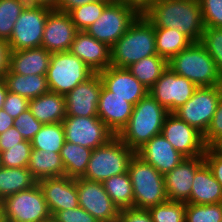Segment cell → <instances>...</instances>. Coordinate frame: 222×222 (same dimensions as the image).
Here are the masks:
<instances>
[{
  "instance_id": "56",
  "label": "cell",
  "mask_w": 222,
  "mask_h": 222,
  "mask_svg": "<svg viewBox=\"0 0 222 222\" xmlns=\"http://www.w3.org/2000/svg\"><path fill=\"white\" fill-rule=\"evenodd\" d=\"M0 222H3L1 211H0Z\"/></svg>"
},
{
  "instance_id": "14",
  "label": "cell",
  "mask_w": 222,
  "mask_h": 222,
  "mask_svg": "<svg viewBox=\"0 0 222 222\" xmlns=\"http://www.w3.org/2000/svg\"><path fill=\"white\" fill-rule=\"evenodd\" d=\"M79 207L100 222H117L120 210L105 191L102 182L76 178Z\"/></svg>"
},
{
  "instance_id": "42",
  "label": "cell",
  "mask_w": 222,
  "mask_h": 222,
  "mask_svg": "<svg viewBox=\"0 0 222 222\" xmlns=\"http://www.w3.org/2000/svg\"><path fill=\"white\" fill-rule=\"evenodd\" d=\"M42 126L43 124L32 115L29 109L14 119V127L22 135L24 140L31 141Z\"/></svg>"
},
{
  "instance_id": "12",
  "label": "cell",
  "mask_w": 222,
  "mask_h": 222,
  "mask_svg": "<svg viewBox=\"0 0 222 222\" xmlns=\"http://www.w3.org/2000/svg\"><path fill=\"white\" fill-rule=\"evenodd\" d=\"M197 88L189 79L167 67L148 93L169 113H174L193 96Z\"/></svg>"
},
{
  "instance_id": "55",
  "label": "cell",
  "mask_w": 222,
  "mask_h": 222,
  "mask_svg": "<svg viewBox=\"0 0 222 222\" xmlns=\"http://www.w3.org/2000/svg\"><path fill=\"white\" fill-rule=\"evenodd\" d=\"M213 147L218 150L219 152L222 153V138L219 139L214 145Z\"/></svg>"
},
{
  "instance_id": "19",
  "label": "cell",
  "mask_w": 222,
  "mask_h": 222,
  "mask_svg": "<svg viewBox=\"0 0 222 222\" xmlns=\"http://www.w3.org/2000/svg\"><path fill=\"white\" fill-rule=\"evenodd\" d=\"M98 74L107 90L134 106L148 94V89L127 68L110 65Z\"/></svg>"
},
{
  "instance_id": "18",
  "label": "cell",
  "mask_w": 222,
  "mask_h": 222,
  "mask_svg": "<svg viewBox=\"0 0 222 222\" xmlns=\"http://www.w3.org/2000/svg\"><path fill=\"white\" fill-rule=\"evenodd\" d=\"M77 32L68 13L53 9L47 16L41 47L50 53L67 52Z\"/></svg>"
},
{
  "instance_id": "9",
  "label": "cell",
  "mask_w": 222,
  "mask_h": 222,
  "mask_svg": "<svg viewBox=\"0 0 222 222\" xmlns=\"http://www.w3.org/2000/svg\"><path fill=\"white\" fill-rule=\"evenodd\" d=\"M3 222H47L51 220L39 185L19 191L0 202Z\"/></svg>"
},
{
  "instance_id": "16",
  "label": "cell",
  "mask_w": 222,
  "mask_h": 222,
  "mask_svg": "<svg viewBox=\"0 0 222 222\" xmlns=\"http://www.w3.org/2000/svg\"><path fill=\"white\" fill-rule=\"evenodd\" d=\"M102 81L94 73L65 95L66 117H98V102Z\"/></svg>"
},
{
  "instance_id": "29",
  "label": "cell",
  "mask_w": 222,
  "mask_h": 222,
  "mask_svg": "<svg viewBox=\"0 0 222 222\" xmlns=\"http://www.w3.org/2000/svg\"><path fill=\"white\" fill-rule=\"evenodd\" d=\"M38 184L27 167H0V202L19 191L30 189Z\"/></svg>"
},
{
  "instance_id": "34",
  "label": "cell",
  "mask_w": 222,
  "mask_h": 222,
  "mask_svg": "<svg viewBox=\"0 0 222 222\" xmlns=\"http://www.w3.org/2000/svg\"><path fill=\"white\" fill-rule=\"evenodd\" d=\"M65 142L62 122L43 124L40 131L31 140L32 149L60 153Z\"/></svg>"
},
{
  "instance_id": "8",
  "label": "cell",
  "mask_w": 222,
  "mask_h": 222,
  "mask_svg": "<svg viewBox=\"0 0 222 222\" xmlns=\"http://www.w3.org/2000/svg\"><path fill=\"white\" fill-rule=\"evenodd\" d=\"M95 72L69 51L52 53L46 78L51 92L66 95Z\"/></svg>"
},
{
  "instance_id": "7",
  "label": "cell",
  "mask_w": 222,
  "mask_h": 222,
  "mask_svg": "<svg viewBox=\"0 0 222 222\" xmlns=\"http://www.w3.org/2000/svg\"><path fill=\"white\" fill-rule=\"evenodd\" d=\"M141 14L142 12L131 4L110 2L85 32L111 48Z\"/></svg>"
},
{
  "instance_id": "17",
  "label": "cell",
  "mask_w": 222,
  "mask_h": 222,
  "mask_svg": "<svg viewBox=\"0 0 222 222\" xmlns=\"http://www.w3.org/2000/svg\"><path fill=\"white\" fill-rule=\"evenodd\" d=\"M51 216L79 207L76 178L68 176L44 178L38 181Z\"/></svg>"
},
{
  "instance_id": "28",
  "label": "cell",
  "mask_w": 222,
  "mask_h": 222,
  "mask_svg": "<svg viewBox=\"0 0 222 222\" xmlns=\"http://www.w3.org/2000/svg\"><path fill=\"white\" fill-rule=\"evenodd\" d=\"M27 168L38 181L65 176L60 153L32 149Z\"/></svg>"
},
{
  "instance_id": "5",
  "label": "cell",
  "mask_w": 222,
  "mask_h": 222,
  "mask_svg": "<svg viewBox=\"0 0 222 222\" xmlns=\"http://www.w3.org/2000/svg\"><path fill=\"white\" fill-rule=\"evenodd\" d=\"M136 152L130 149L117 136L107 144L95 148L82 178L89 181L104 180L128 172L131 159Z\"/></svg>"
},
{
  "instance_id": "15",
  "label": "cell",
  "mask_w": 222,
  "mask_h": 222,
  "mask_svg": "<svg viewBox=\"0 0 222 222\" xmlns=\"http://www.w3.org/2000/svg\"><path fill=\"white\" fill-rule=\"evenodd\" d=\"M161 134L175 150L185 157L204 155L206 146L203 141V135L174 113L167 115Z\"/></svg>"
},
{
  "instance_id": "26",
  "label": "cell",
  "mask_w": 222,
  "mask_h": 222,
  "mask_svg": "<svg viewBox=\"0 0 222 222\" xmlns=\"http://www.w3.org/2000/svg\"><path fill=\"white\" fill-rule=\"evenodd\" d=\"M28 109L42 124L62 122L66 117L65 96L49 91L30 99Z\"/></svg>"
},
{
  "instance_id": "44",
  "label": "cell",
  "mask_w": 222,
  "mask_h": 222,
  "mask_svg": "<svg viewBox=\"0 0 222 222\" xmlns=\"http://www.w3.org/2000/svg\"><path fill=\"white\" fill-rule=\"evenodd\" d=\"M53 222H100L82 207L60 210L51 216Z\"/></svg>"
},
{
  "instance_id": "48",
  "label": "cell",
  "mask_w": 222,
  "mask_h": 222,
  "mask_svg": "<svg viewBox=\"0 0 222 222\" xmlns=\"http://www.w3.org/2000/svg\"><path fill=\"white\" fill-rule=\"evenodd\" d=\"M23 141L24 138L22 135L16 130L14 126H12L7 131L0 134V153L6 150H10V148Z\"/></svg>"
},
{
  "instance_id": "45",
  "label": "cell",
  "mask_w": 222,
  "mask_h": 222,
  "mask_svg": "<svg viewBox=\"0 0 222 222\" xmlns=\"http://www.w3.org/2000/svg\"><path fill=\"white\" fill-rule=\"evenodd\" d=\"M29 107V99L15 93L7 92L3 110L13 119L17 118L21 113Z\"/></svg>"
},
{
  "instance_id": "43",
  "label": "cell",
  "mask_w": 222,
  "mask_h": 222,
  "mask_svg": "<svg viewBox=\"0 0 222 222\" xmlns=\"http://www.w3.org/2000/svg\"><path fill=\"white\" fill-rule=\"evenodd\" d=\"M222 138V96L218 106L212 117L211 123L203 135V141L206 147L213 146L219 139Z\"/></svg>"
},
{
  "instance_id": "13",
  "label": "cell",
  "mask_w": 222,
  "mask_h": 222,
  "mask_svg": "<svg viewBox=\"0 0 222 222\" xmlns=\"http://www.w3.org/2000/svg\"><path fill=\"white\" fill-rule=\"evenodd\" d=\"M65 141L90 148L107 144L115 134L98 117H65Z\"/></svg>"
},
{
  "instance_id": "6",
  "label": "cell",
  "mask_w": 222,
  "mask_h": 222,
  "mask_svg": "<svg viewBox=\"0 0 222 222\" xmlns=\"http://www.w3.org/2000/svg\"><path fill=\"white\" fill-rule=\"evenodd\" d=\"M128 173L134 193L133 208L148 209L168 201L164 175L136 154L130 161Z\"/></svg>"
},
{
  "instance_id": "22",
  "label": "cell",
  "mask_w": 222,
  "mask_h": 222,
  "mask_svg": "<svg viewBox=\"0 0 222 222\" xmlns=\"http://www.w3.org/2000/svg\"><path fill=\"white\" fill-rule=\"evenodd\" d=\"M69 52L76 55L95 73L105 70L111 65L110 47L85 31H78Z\"/></svg>"
},
{
  "instance_id": "51",
  "label": "cell",
  "mask_w": 222,
  "mask_h": 222,
  "mask_svg": "<svg viewBox=\"0 0 222 222\" xmlns=\"http://www.w3.org/2000/svg\"><path fill=\"white\" fill-rule=\"evenodd\" d=\"M14 126V119L3 109L0 110V134Z\"/></svg>"
},
{
  "instance_id": "50",
  "label": "cell",
  "mask_w": 222,
  "mask_h": 222,
  "mask_svg": "<svg viewBox=\"0 0 222 222\" xmlns=\"http://www.w3.org/2000/svg\"><path fill=\"white\" fill-rule=\"evenodd\" d=\"M99 0H60L55 10L63 13H69L71 10Z\"/></svg>"
},
{
  "instance_id": "3",
  "label": "cell",
  "mask_w": 222,
  "mask_h": 222,
  "mask_svg": "<svg viewBox=\"0 0 222 222\" xmlns=\"http://www.w3.org/2000/svg\"><path fill=\"white\" fill-rule=\"evenodd\" d=\"M111 66L128 68L144 57L158 55L155 27L141 14L110 48Z\"/></svg>"
},
{
  "instance_id": "21",
  "label": "cell",
  "mask_w": 222,
  "mask_h": 222,
  "mask_svg": "<svg viewBox=\"0 0 222 222\" xmlns=\"http://www.w3.org/2000/svg\"><path fill=\"white\" fill-rule=\"evenodd\" d=\"M136 155L151 164L162 175L172 171L186 158L175 150L161 133L139 148Z\"/></svg>"
},
{
  "instance_id": "11",
  "label": "cell",
  "mask_w": 222,
  "mask_h": 222,
  "mask_svg": "<svg viewBox=\"0 0 222 222\" xmlns=\"http://www.w3.org/2000/svg\"><path fill=\"white\" fill-rule=\"evenodd\" d=\"M53 9L46 6L27 5L16 20L10 40V51L38 48L48 14Z\"/></svg>"
},
{
  "instance_id": "38",
  "label": "cell",
  "mask_w": 222,
  "mask_h": 222,
  "mask_svg": "<svg viewBox=\"0 0 222 222\" xmlns=\"http://www.w3.org/2000/svg\"><path fill=\"white\" fill-rule=\"evenodd\" d=\"M222 202L216 204L186 203L185 222H221Z\"/></svg>"
},
{
  "instance_id": "49",
  "label": "cell",
  "mask_w": 222,
  "mask_h": 222,
  "mask_svg": "<svg viewBox=\"0 0 222 222\" xmlns=\"http://www.w3.org/2000/svg\"><path fill=\"white\" fill-rule=\"evenodd\" d=\"M9 54L8 42L0 39V77L9 70Z\"/></svg>"
},
{
  "instance_id": "2",
  "label": "cell",
  "mask_w": 222,
  "mask_h": 222,
  "mask_svg": "<svg viewBox=\"0 0 222 222\" xmlns=\"http://www.w3.org/2000/svg\"><path fill=\"white\" fill-rule=\"evenodd\" d=\"M169 111L149 93L133 108L127 125L117 137L135 152L162 131Z\"/></svg>"
},
{
  "instance_id": "24",
  "label": "cell",
  "mask_w": 222,
  "mask_h": 222,
  "mask_svg": "<svg viewBox=\"0 0 222 222\" xmlns=\"http://www.w3.org/2000/svg\"><path fill=\"white\" fill-rule=\"evenodd\" d=\"M51 54L43 47L10 51L9 69L21 75H46Z\"/></svg>"
},
{
  "instance_id": "57",
  "label": "cell",
  "mask_w": 222,
  "mask_h": 222,
  "mask_svg": "<svg viewBox=\"0 0 222 222\" xmlns=\"http://www.w3.org/2000/svg\"><path fill=\"white\" fill-rule=\"evenodd\" d=\"M108 2H118V0H106Z\"/></svg>"
},
{
  "instance_id": "1",
  "label": "cell",
  "mask_w": 222,
  "mask_h": 222,
  "mask_svg": "<svg viewBox=\"0 0 222 222\" xmlns=\"http://www.w3.org/2000/svg\"><path fill=\"white\" fill-rule=\"evenodd\" d=\"M142 14L154 27L177 29L193 43L201 41L205 26L199 0H151Z\"/></svg>"
},
{
  "instance_id": "25",
  "label": "cell",
  "mask_w": 222,
  "mask_h": 222,
  "mask_svg": "<svg viewBox=\"0 0 222 222\" xmlns=\"http://www.w3.org/2000/svg\"><path fill=\"white\" fill-rule=\"evenodd\" d=\"M222 202V186L204 163L195 173L189 203L216 204Z\"/></svg>"
},
{
  "instance_id": "33",
  "label": "cell",
  "mask_w": 222,
  "mask_h": 222,
  "mask_svg": "<svg viewBox=\"0 0 222 222\" xmlns=\"http://www.w3.org/2000/svg\"><path fill=\"white\" fill-rule=\"evenodd\" d=\"M107 194L119 210L132 208L134 193L129 173L112 176L102 182Z\"/></svg>"
},
{
  "instance_id": "4",
  "label": "cell",
  "mask_w": 222,
  "mask_h": 222,
  "mask_svg": "<svg viewBox=\"0 0 222 222\" xmlns=\"http://www.w3.org/2000/svg\"><path fill=\"white\" fill-rule=\"evenodd\" d=\"M168 67L176 74L189 79L197 87L222 85L218 68L205 47L192 43L168 61Z\"/></svg>"
},
{
  "instance_id": "35",
  "label": "cell",
  "mask_w": 222,
  "mask_h": 222,
  "mask_svg": "<svg viewBox=\"0 0 222 222\" xmlns=\"http://www.w3.org/2000/svg\"><path fill=\"white\" fill-rule=\"evenodd\" d=\"M27 5V0H0L1 40H10L14 24Z\"/></svg>"
},
{
  "instance_id": "47",
  "label": "cell",
  "mask_w": 222,
  "mask_h": 222,
  "mask_svg": "<svg viewBox=\"0 0 222 222\" xmlns=\"http://www.w3.org/2000/svg\"><path fill=\"white\" fill-rule=\"evenodd\" d=\"M117 222H152L147 209L127 208L120 210Z\"/></svg>"
},
{
  "instance_id": "54",
  "label": "cell",
  "mask_w": 222,
  "mask_h": 222,
  "mask_svg": "<svg viewBox=\"0 0 222 222\" xmlns=\"http://www.w3.org/2000/svg\"><path fill=\"white\" fill-rule=\"evenodd\" d=\"M8 90L6 88V84L3 77H0V110L3 109V105L5 102V97Z\"/></svg>"
},
{
  "instance_id": "39",
  "label": "cell",
  "mask_w": 222,
  "mask_h": 222,
  "mask_svg": "<svg viewBox=\"0 0 222 222\" xmlns=\"http://www.w3.org/2000/svg\"><path fill=\"white\" fill-rule=\"evenodd\" d=\"M200 43L214 60L222 82V28L205 27Z\"/></svg>"
},
{
  "instance_id": "41",
  "label": "cell",
  "mask_w": 222,
  "mask_h": 222,
  "mask_svg": "<svg viewBox=\"0 0 222 222\" xmlns=\"http://www.w3.org/2000/svg\"><path fill=\"white\" fill-rule=\"evenodd\" d=\"M205 27L222 28V0H199Z\"/></svg>"
},
{
  "instance_id": "40",
  "label": "cell",
  "mask_w": 222,
  "mask_h": 222,
  "mask_svg": "<svg viewBox=\"0 0 222 222\" xmlns=\"http://www.w3.org/2000/svg\"><path fill=\"white\" fill-rule=\"evenodd\" d=\"M32 150L31 141L24 140L0 153L1 166L8 168L27 167Z\"/></svg>"
},
{
  "instance_id": "46",
  "label": "cell",
  "mask_w": 222,
  "mask_h": 222,
  "mask_svg": "<svg viewBox=\"0 0 222 222\" xmlns=\"http://www.w3.org/2000/svg\"><path fill=\"white\" fill-rule=\"evenodd\" d=\"M204 161L211 169L214 178L222 186V153L213 146L206 147L204 152Z\"/></svg>"
},
{
  "instance_id": "10",
  "label": "cell",
  "mask_w": 222,
  "mask_h": 222,
  "mask_svg": "<svg viewBox=\"0 0 222 222\" xmlns=\"http://www.w3.org/2000/svg\"><path fill=\"white\" fill-rule=\"evenodd\" d=\"M221 96L222 85L198 87L193 96L174 114L204 135L211 123Z\"/></svg>"
},
{
  "instance_id": "32",
  "label": "cell",
  "mask_w": 222,
  "mask_h": 222,
  "mask_svg": "<svg viewBox=\"0 0 222 222\" xmlns=\"http://www.w3.org/2000/svg\"><path fill=\"white\" fill-rule=\"evenodd\" d=\"M167 67L168 61L165 58L153 55L144 57L130 65L127 69L149 90Z\"/></svg>"
},
{
  "instance_id": "31",
  "label": "cell",
  "mask_w": 222,
  "mask_h": 222,
  "mask_svg": "<svg viewBox=\"0 0 222 222\" xmlns=\"http://www.w3.org/2000/svg\"><path fill=\"white\" fill-rule=\"evenodd\" d=\"M193 42L177 29L155 27L157 54L167 61L189 47Z\"/></svg>"
},
{
  "instance_id": "52",
  "label": "cell",
  "mask_w": 222,
  "mask_h": 222,
  "mask_svg": "<svg viewBox=\"0 0 222 222\" xmlns=\"http://www.w3.org/2000/svg\"><path fill=\"white\" fill-rule=\"evenodd\" d=\"M60 0H27L28 5L46 6L56 9Z\"/></svg>"
},
{
  "instance_id": "36",
  "label": "cell",
  "mask_w": 222,
  "mask_h": 222,
  "mask_svg": "<svg viewBox=\"0 0 222 222\" xmlns=\"http://www.w3.org/2000/svg\"><path fill=\"white\" fill-rule=\"evenodd\" d=\"M110 2L99 0L90 2L71 10L68 14L78 31H85L87 27L92 25L102 14L104 8Z\"/></svg>"
},
{
  "instance_id": "53",
  "label": "cell",
  "mask_w": 222,
  "mask_h": 222,
  "mask_svg": "<svg viewBox=\"0 0 222 222\" xmlns=\"http://www.w3.org/2000/svg\"><path fill=\"white\" fill-rule=\"evenodd\" d=\"M118 2L131 4L142 12L149 5L151 0H118Z\"/></svg>"
},
{
  "instance_id": "23",
  "label": "cell",
  "mask_w": 222,
  "mask_h": 222,
  "mask_svg": "<svg viewBox=\"0 0 222 222\" xmlns=\"http://www.w3.org/2000/svg\"><path fill=\"white\" fill-rule=\"evenodd\" d=\"M134 105L114 95L102 85L98 102V118L117 136L127 125Z\"/></svg>"
},
{
  "instance_id": "20",
  "label": "cell",
  "mask_w": 222,
  "mask_h": 222,
  "mask_svg": "<svg viewBox=\"0 0 222 222\" xmlns=\"http://www.w3.org/2000/svg\"><path fill=\"white\" fill-rule=\"evenodd\" d=\"M205 163L203 156L186 157L172 171L164 175L169 201L189 203L192 181L196 171Z\"/></svg>"
},
{
  "instance_id": "30",
  "label": "cell",
  "mask_w": 222,
  "mask_h": 222,
  "mask_svg": "<svg viewBox=\"0 0 222 222\" xmlns=\"http://www.w3.org/2000/svg\"><path fill=\"white\" fill-rule=\"evenodd\" d=\"M92 151L90 148L65 141L60 151L65 176L82 177L86 172Z\"/></svg>"
},
{
  "instance_id": "37",
  "label": "cell",
  "mask_w": 222,
  "mask_h": 222,
  "mask_svg": "<svg viewBox=\"0 0 222 222\" xmlns=\"http://www.w3.org/2000/svg\"><path fill=\"white\" fill-rule=\"evenodd\" d=\"M152 222H185L186 203L166 201L147 209Z\"/></svg>"
},
{
  "instance_id": "27",
  "label": "cell",
  "mask_w": 222,
  "mask_h": 222,
  "mask_svg": "<svg viewBox=\"0 0 222 222\" xmlns=\"http://www.w3.org/2000/svg\"><path fill=\"white\" fill-rule=\"evenodd\" d=\"M3 78L9 92L18 94L29 100L50 91L46 75H21L13 73L9 69L3 75Z\"/></svg>"
}]
</instances>
